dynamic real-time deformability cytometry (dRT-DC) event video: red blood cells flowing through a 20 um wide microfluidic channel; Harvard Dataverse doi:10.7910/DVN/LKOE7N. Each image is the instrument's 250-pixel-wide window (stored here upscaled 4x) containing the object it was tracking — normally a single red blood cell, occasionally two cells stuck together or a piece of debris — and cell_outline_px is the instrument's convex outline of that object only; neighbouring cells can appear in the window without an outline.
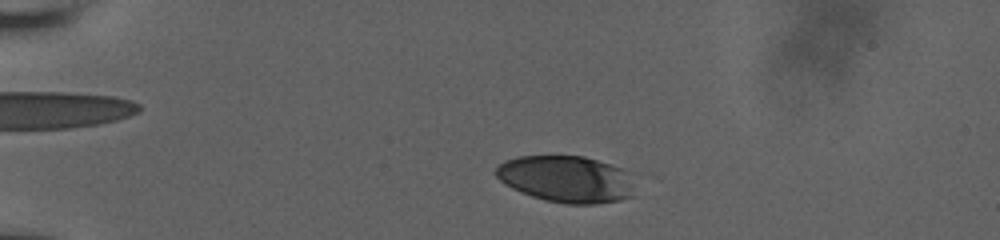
{"species": "human", "species_latin": "Homo sapiens", "temperature_condition": "room temperature", "stored_images_in_passage": 19, "camera_frame_rate_fps": 3000, "um_per_image_px": 0.085, "donor": {"sex": "male"}, "frame": {"image": 1, "passage_image": 5, "time_ms": 2.0, "image_size_px": [1000, 240], "cell_outline_px": [[632, 196], [620, 200], [596, 204], [568, 204], [544, 200], [520, 192], [504, 184], [492, 172], [504, 160], [520, 156], [584, 156], [632, 172]], "centroid_in_image_um": [48.12, 15.22], "position_along_channel_um": 36.9, "area_um2": 37.97}}
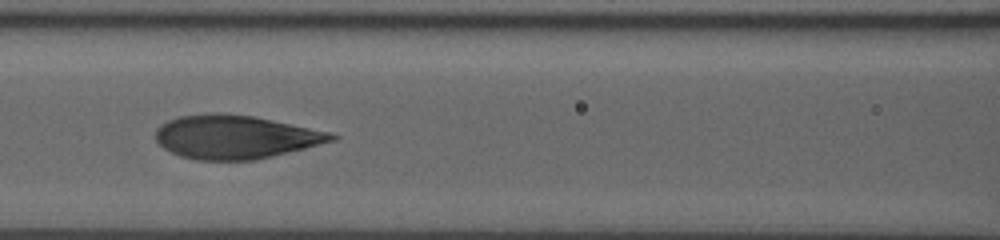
{"frame": {"image": 2, "passage_image": 13, "time_ms": 6.667, "image_size_px": [1000, 240], "cell_outline_px": [[340, 136], [336, 140], [256, 160], [196, 160], [180, 156], [164, 148], [156, 140], [156, 128], [160, 124], [168, 120], [180, 116], [216, 112], [252, 116], [272, 120], [328, 132]], "centroid_in_image_um": [19.97, 11.64], "position_along_channel_um": 146.6, "area_um2": 44.33}}
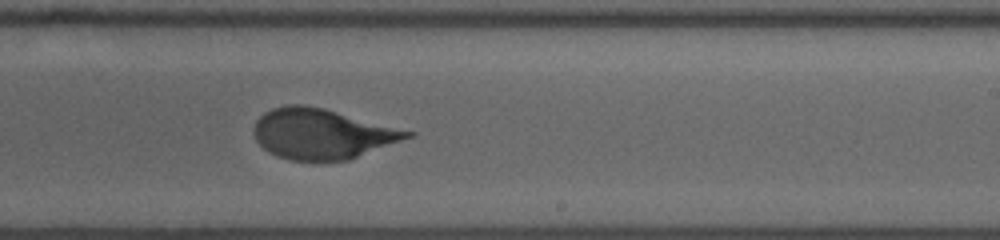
{"frame": {"image": 3, "passage_image": 19, "time_ms": 9.667, "image_size_px": [1000, 240], "cell_outline_px": [[416, 136], [348, 160], [288, 160], [276, 156], [268, 152], [256, 140], [252, 132], [256, 120], [264, 112], [272, 108], [284, 104], [304, 104], [324, 108], [416, 132]], "centroid_in_image_um": [27.38, 11.36], "position_along_channel_um": 261.6, "area_um2": 45.26}}